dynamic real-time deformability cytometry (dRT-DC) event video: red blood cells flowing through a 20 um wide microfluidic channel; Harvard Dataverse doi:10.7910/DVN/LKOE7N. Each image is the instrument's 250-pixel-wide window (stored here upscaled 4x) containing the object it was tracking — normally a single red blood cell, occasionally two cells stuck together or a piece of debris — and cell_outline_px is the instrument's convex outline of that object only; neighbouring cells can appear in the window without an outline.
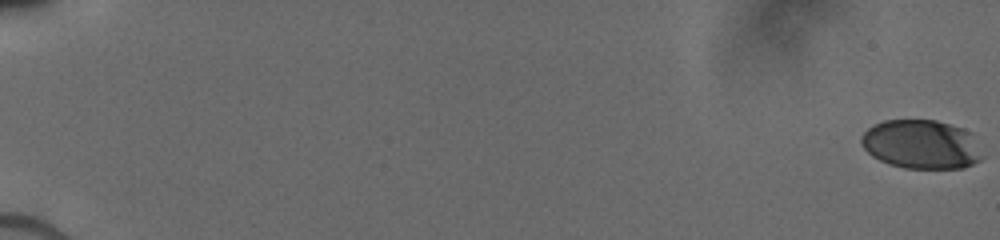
{"species": "human", "species_latin": "Homo sapiens", "temperature_condition": "cold", "stored_images_in_passage": 27, "camera_frame_rate_fps": 3000, "um_per_image_px": 0.085, "donor": {"sex": "male"}, "frame": {"image": 1, "passage_image": 1, "time_ms": 0.0, "image_size_px": [1000, 240], "cell_outline_px": [[984, 156], [980, 160], [964, 168], [904, 168], [888, 164], [872, 156], [860, 144], [860, 136], [872, 124], [884, 120], [936, 120], [964, 128], [972, 132]], "centroid_in_image_um": [78.32, 12.26], "position_along_channel_um": 6.7, "area_um2": 35.03}}
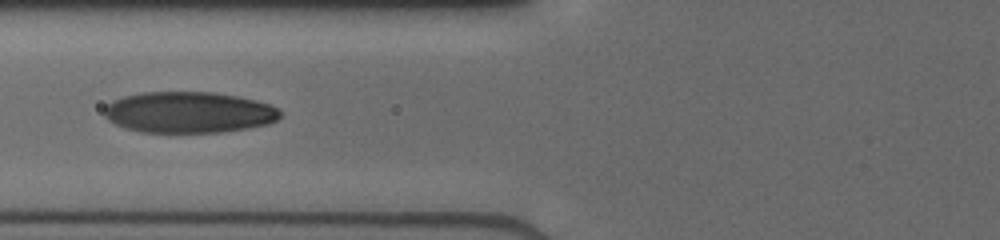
{"frame": {"image": 2, "passage_image": 20, "time_ms": 8.0, "image_size_px": [1000, 240], "cell_outline_px": [[280, 116], [276, 120], [268, 124], [248, 128], [224, 132], [140, 132], [124, 128], [108, 120], [104, 116], [104, 108], [112, 100], [124, 96], [140, 92], [212, 92], [236, 96], [256, 100], [268, 104], [276, 108], [280, 112]], "centroid_in_image_um": [16.01, 9.55], "position_along_channel_um": 109.8, "area_um2": 42.25}}
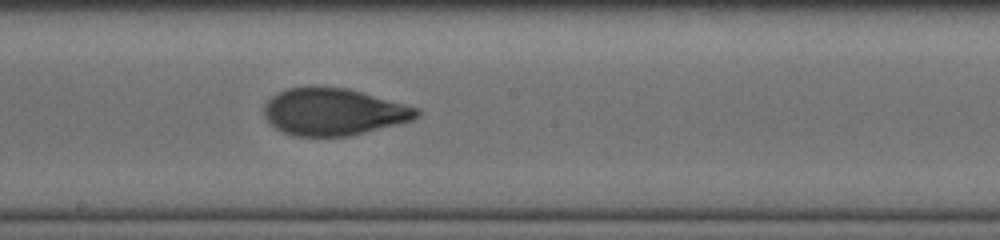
{"frame": {"image": 3, "passage_image": 27, "time_ms": 10.667, "image_size_px": [1000, 240], "cell_outline_px": [[420, 116], [412, 120], [400, 124], [352, 136], [292, 136], [276, 128], [264, 116], [264, 104], [272, 96], [288, 88], [348, 88], [420, 108]], "centroid_in_image_um": [28.41, 9.53], "position_along_channel_um": 219.8, "area_um2": 41.73}}